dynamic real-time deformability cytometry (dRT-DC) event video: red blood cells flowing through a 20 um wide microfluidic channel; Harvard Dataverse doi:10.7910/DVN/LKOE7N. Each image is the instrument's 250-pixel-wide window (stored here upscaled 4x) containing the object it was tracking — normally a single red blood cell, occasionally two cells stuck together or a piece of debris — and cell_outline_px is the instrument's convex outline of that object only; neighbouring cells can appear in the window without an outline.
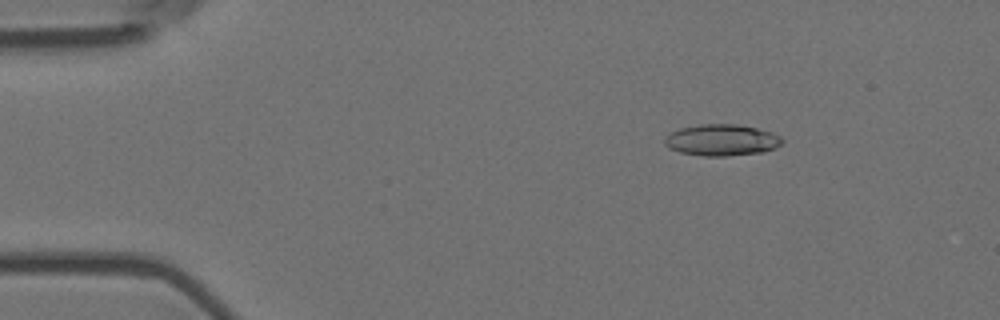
{"species": "Egyptian fruit bat (a non-hibernating species)", "species_latin": "Rousettus aegyptiacus", "temperature_condition": "room temperature", "stored_images_in_passage": 5, "camera_frame_rate_fps": 3000, "um_per_image_px": 0.085, "animal": {"sex": "female"}, "frame": {"image": 1, "passage_image": 3, "time_ms": 0.667, "image_size_px": [1000, 320], "cell_outline_px": [[784, 140], [776, 148], [764, 152], [724, 156], [704, 156], [680, 152], [668, 148], [664, 144], [664, 136], [680, 128], [700, 124], [736, 124], [756, 128], [772, 132], [780, 136]], "centroid_in_image_um": [61.33, 11.9], "position_along_channel_um": 23.7, "area_um2": 21.62}}